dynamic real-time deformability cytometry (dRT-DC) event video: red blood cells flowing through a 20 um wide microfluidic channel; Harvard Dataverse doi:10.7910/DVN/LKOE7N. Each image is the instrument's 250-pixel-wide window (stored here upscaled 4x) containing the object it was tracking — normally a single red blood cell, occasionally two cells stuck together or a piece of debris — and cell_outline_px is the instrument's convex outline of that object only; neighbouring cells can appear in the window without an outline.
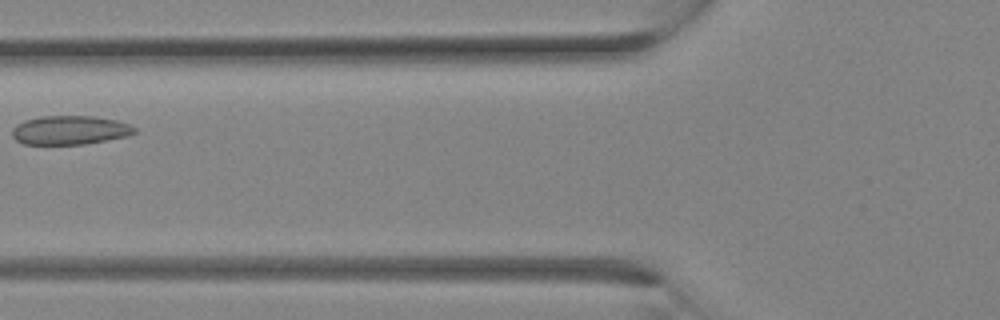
{"species": "Egyptian fruit bat (a non-hibernating species)", "species_latin": "Rousettus aegyptiacus", "temperature_condition": "room temperature", "stored_images_in_passage": 14, "camera_frame_rate_fps": 3000, "um_per_image_px": 0.085, "animal": {"sex": "female"}, "frame": {"image": 1, "passage_image": 5, "time_ms": 1.333, "image_size_px": [1000, 320], "cell_outline_px": [[136, 132], [128, 136], [84, 144], [24, 144], [16, 140], [12, 136], [12, 128], [16, 124], [24, 120], [40, 116], [92, 116], [116, 120], [128, 124], [136, 128]], "centroid_in_image_um": [5.91, 11.06], "position_along_channel_um": 119.9, "area_um2": 20.63}}
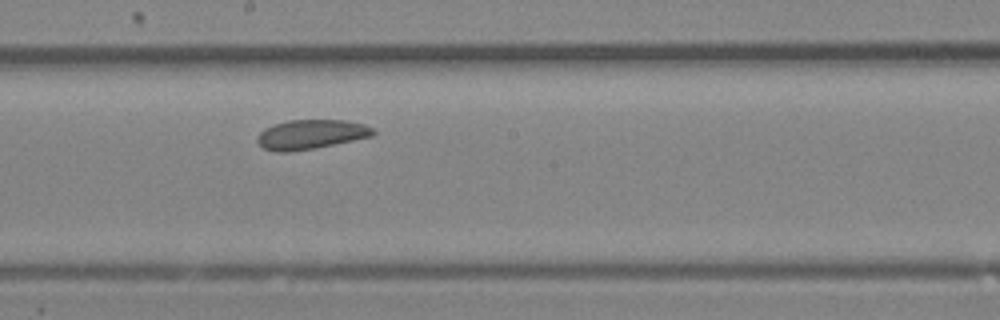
{"frame": {"image": 2, "passage_image": 10, "time_ms": 3.0, "image_size_px": [1000, 320], "cell_outline_px": [[376, 132], [372, 136], [316, 148], [288, 152], [276, 152], [264, 148], [256, 140], [256, 136], [264, 128], [288, 120], [348, 120], [364, 124], [372, 128]], "centroid_in_image_um": [26.42, 11.42], "position_along_channel_um": 221.8, "area_um2": 19.88}}
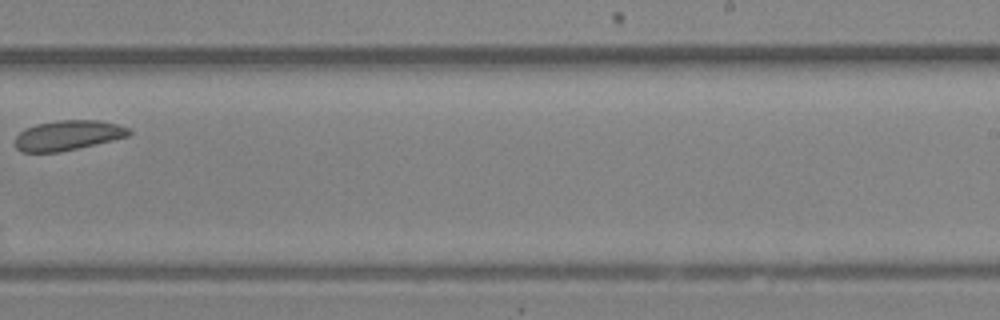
{"frame": {"image": 3, "passage_image": 13, "time_ms": 4.0, "image_size_px": [1000, 320], "cell_outline_px": [[132, 132], [128, 136], [60, 152], [24, 152], [16, 148], [16, 136], [24, 128], [36, 124], [56, 120], [100, 120], [120, 124], [132, 128]], "centroid_in_image_um": [5.8, 11.48], "position_along_channel_um": 283.2, "area_um2": 19.94}}